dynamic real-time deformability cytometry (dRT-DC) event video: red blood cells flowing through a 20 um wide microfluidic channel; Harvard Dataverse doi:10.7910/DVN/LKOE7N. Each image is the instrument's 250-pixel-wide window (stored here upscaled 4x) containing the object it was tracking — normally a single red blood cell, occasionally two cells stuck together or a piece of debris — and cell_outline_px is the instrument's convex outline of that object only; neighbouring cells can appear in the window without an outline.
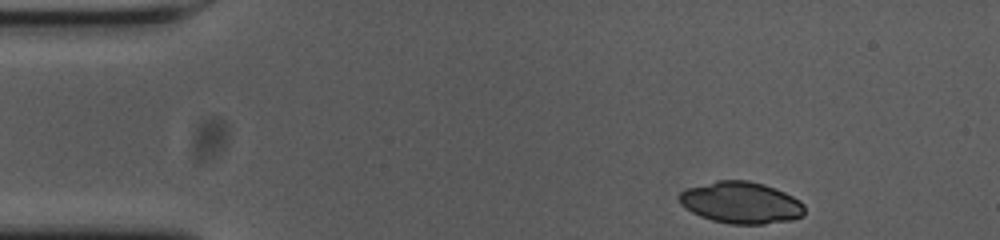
{"species": "common noctule bat (a hibernating species)", "species_latin": "Nyctalus noctula", "temperature_condition": "cold", "stored_images_in_passage": 49, "camera_frame_rate_fps": 3000, "um_per_image_px": 0.085, "animal": {"sex": "female", "body_mass_g": 23.0, "forearm_length_mm": 53.4}, "frame": {"image": 1, "passage_image": 1, "time_ms": 0.0, "image_size_px": [1000, 240], "cell_outline_px": [[804, 216], [792, 220], [764, 224], [728, 224], [712, 220], [700, 216], [684, 208], [680, 204], [676, 196], [684, 188], [716, 180], [748, 180], [764, 184], [776, 188], [800, 200], [804, 204]], "centroid_in_image_um": [62.95, 17.22], "position_along_channel_um": 22.0, "area_um2": 30.98}}
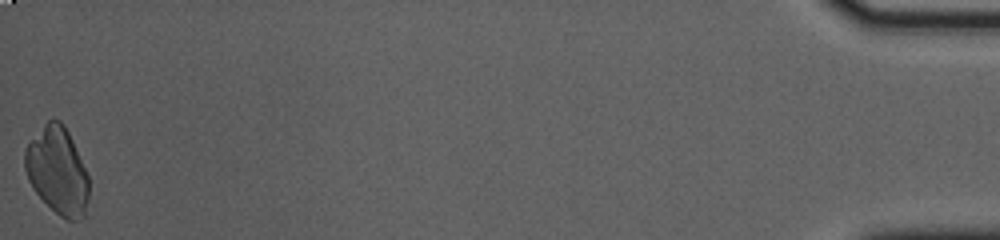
{"frame": {"image": 2, "passage_image": 49, "time_ms": 16.0, "image_size_px": [1000, 240], "cell_outline_px": [[88, 196], [84, 216], [76, 220], [68, 220], [60, 216], [32, 188], [28, 180], [24, 168], [24, 152], [28, 144], [44, 124], [48, 120], [60, 120], [64, 124], [72, 140], [88, 176]], "centroid_in_image_um": [4.87, 14.51], "position_along_channel_um": 430.3, "area_um2": 31.96}}